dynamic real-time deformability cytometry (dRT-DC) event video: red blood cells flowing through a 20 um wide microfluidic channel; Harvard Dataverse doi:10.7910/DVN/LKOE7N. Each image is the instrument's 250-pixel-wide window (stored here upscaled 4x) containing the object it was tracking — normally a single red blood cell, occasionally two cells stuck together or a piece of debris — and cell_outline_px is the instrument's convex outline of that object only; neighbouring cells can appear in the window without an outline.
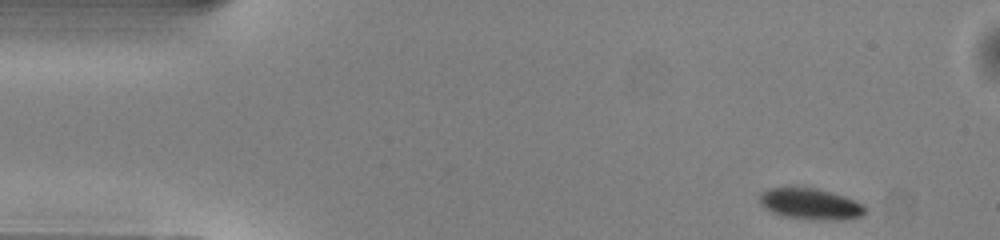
{"species": "common noctule bat (a hibernating species)", "species_latin": "Nyctalus noctula", "temperature_condition": "warm", "stored_images_in_passage": 47, "camera_frame_rate_fps": 3000, "um_per_image_px": 0.085, "animal": {"sex": "male", "body_mass_g": 13.0, "forearm_length_mm": 53.1}, "frame": {"image": 1, "passage_image": 1, "time_ms": 0.0, "image_size_px": [1000, 240], "cell_outline_px": [[864, 212], [860, 216], [840, 220], [812, 220], [784, 216], [772, 212], [764, 208], [760, 204], [760, 192], [768, 188], [816, 188], [832, 192], [844, 196], [864, 204]], "centroid_in_image_um": [68.86, 17.34], "position_along_channel_um": 16.1, "area_um2": 19.07}}
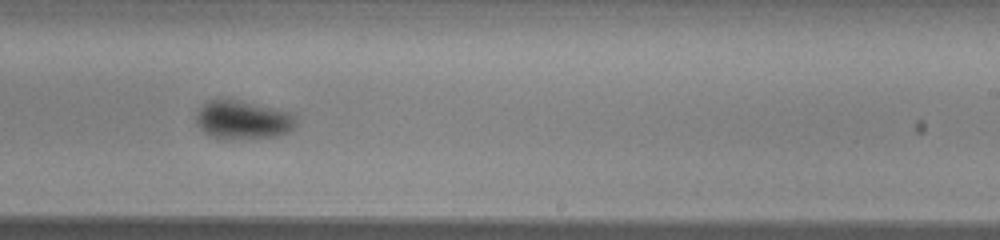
{"frame": {"image": 2, "passage_image": 27, "time_ms": 8.667, "image_size_px": [1000, 240], "cell_outline_px": [[296, 124], [288, 132], [276, 136], [224, 140], [212, 136], [204, 132], [196, 124], [196, 116], [200, 108], [208, 100], [216, 96], [236, 100], [292, 112]], "centroid_in_image_um": [20.59, 10.18], "position_along_channel_um": 268.4, "area_um2": 22.6}}
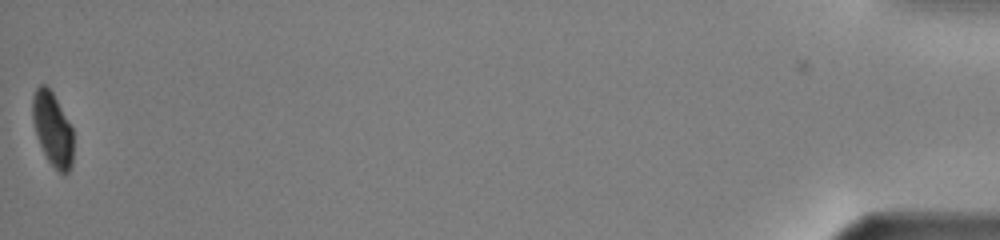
{"frame": {"image": 3, "passage_image": 47, "time_ms": 15.333, "image_size_px": [1000, 240], "cell_outline_px": [[72, 164], [68, 172], [64, 176], [48, 160], [40, 144], [32, 120], [32, 96], [36, 88], [40, 84], [44, 84], [52, 92], [72, 128]], "centroid_in_image_um": [4.45, 10.96], "position_along_channel_um": 430.7, "area_um2": 17.17}, "authors_computed_cell_mechanics": {"area_um2": 20.5768, "velocity_mm_per_s": 4.0367, "shape_relaxation_time_tau1_ms": 2.2213, "shape_relaxation_time_tau2_ms": null, "deformation_change_tau1": 0.0782, "deformation_change_tau2": null}}